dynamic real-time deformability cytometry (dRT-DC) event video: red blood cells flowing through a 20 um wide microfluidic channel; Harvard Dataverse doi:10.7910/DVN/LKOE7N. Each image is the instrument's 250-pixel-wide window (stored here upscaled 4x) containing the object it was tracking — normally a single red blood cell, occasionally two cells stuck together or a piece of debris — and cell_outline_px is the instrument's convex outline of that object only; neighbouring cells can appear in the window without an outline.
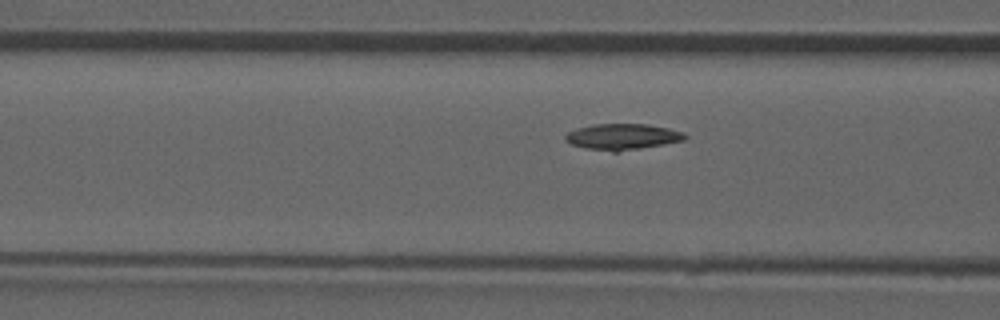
{"species": "common noctule bat (a hibernating species)", "species_latin": "Nyctalus noctula", "temperature_condition": "room temperature", "stored_images_in_passage": 31, "camera_frame_rate_fps": 3000, "um_per_image_px": 0.085, "animal": {"sex": "male", "forearm_length_mm": 52.5}, "frame": {"image": 1, "passage_image": 5, "time_ms": 1.333, "image_size_px": [1000, 320], "cell_outline_px": [[688, 136], [684, 140], [640, 148], [616, 152], [612, 152], [584, 148], [572, 144], [564, 140], [564, 136], [568, 132], [576, 128], [592, 124], [648, 124], [668, 128], [684, 132]], "centroid_in_image_um": [52.88, 11.61], "position_along_channel_um": 113.7, "area_um2": 18.15}}